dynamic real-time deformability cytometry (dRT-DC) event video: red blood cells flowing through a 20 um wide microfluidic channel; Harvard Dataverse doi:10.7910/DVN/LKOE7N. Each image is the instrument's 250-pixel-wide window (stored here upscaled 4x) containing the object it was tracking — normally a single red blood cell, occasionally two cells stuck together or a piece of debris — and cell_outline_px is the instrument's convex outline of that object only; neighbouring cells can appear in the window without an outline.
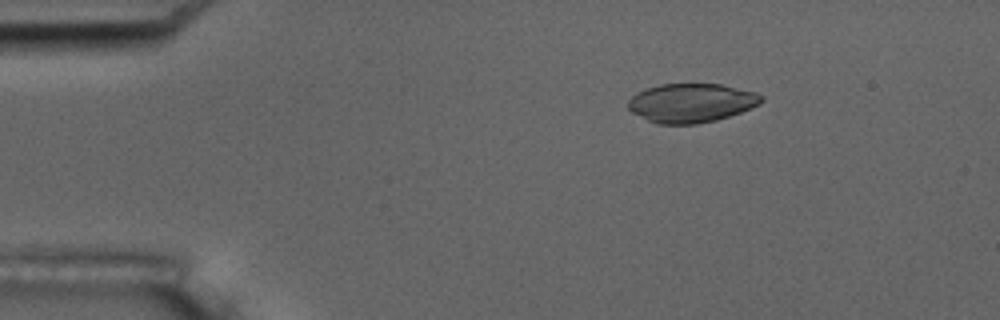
{"species": "common noctule bat (a hibernating species)", "species_latin": "Nyctalus noctula", "temperature_condition": "room temperature", "stored_images_in_passage": 5, "camera_frame_rate_fps": 3000, "um_per_image_px": 0.085, "animal": {"sex": "male", "body_mass_g": 17.5, "forearm_length_mm": 52.3}, "frame": {"image": 1, "passage_image": 3, "time_ms": 2.333, "image_size_px": [1000, 320], "cell_outline_px": [[764, 100], [760, 104], [752, 108], [716, 120], [696, 124], [656, 124], [632, 112], [628, 108], [628, 100], [636, 92], [660, 84], [720, 84], [756, 92], [764, 96]], "centroid_in_image_um": [58.77, 8.75], "position_along_channel_um": 26.2, "area_um2": 30.29}}